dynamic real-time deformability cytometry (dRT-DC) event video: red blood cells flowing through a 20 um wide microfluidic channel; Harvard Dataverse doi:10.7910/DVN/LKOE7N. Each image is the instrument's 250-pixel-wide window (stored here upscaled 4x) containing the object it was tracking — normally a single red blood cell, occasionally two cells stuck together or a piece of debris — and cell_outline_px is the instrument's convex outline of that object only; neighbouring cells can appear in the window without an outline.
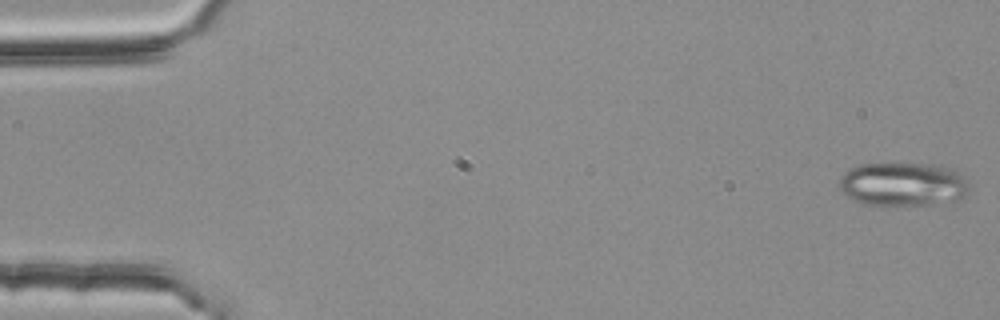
{"species": "common noctule bat (a hibernating species)", "species_latin": "Nyctalus noctula", "temperature_condition": "room temperature", "stored_images_in_passage": 55, "segment_of_instrument_passage": [1, 2], "camera_frame_rate_fps": 3000, "um_per_image_px": 0.085, "animal": {"sex": "female", "body_mass_g": 25.1}, "frame": {"image": 1, "passage_image": 1, "time_ms": 0.0, "image_size_px": [1000, 320], "cell_outline_px": [[972, 192], [964, 196], [952, 200], [928, 204], [884, 208], [864, 204], [848, 196], [840, 188], [840, 176], [844, 172], [860, 164], [932, 164], [952, 168], [960, 172], [968, 184]], "centroid_in_image_um": [76.76, 15.68], "position_along_channel_um": 8.2, "area_um2": 33.58}}
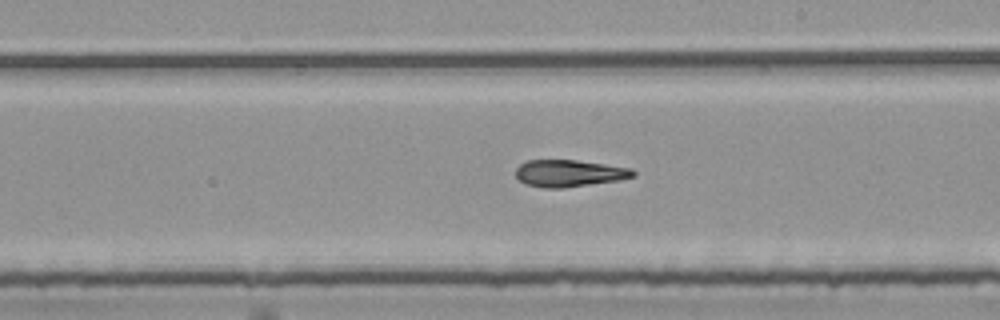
{"frame": {"image": 2, "passage_image": 31, "time_ms": 10.0, "image_size_px": [1000, 320], "cell_outline_px": [[636, 176], [620, 180], [564, 188], [544, 188], [528, 184], [520, 180], [516, 176], [516, 168], [520, 164], [528, 160], [576, 160], [632, 168], [636, 172]], "centroid_in_image_um": [48.42, 14.73], "position_along_channel_um": 240.6, "area_um2": 18.44}}
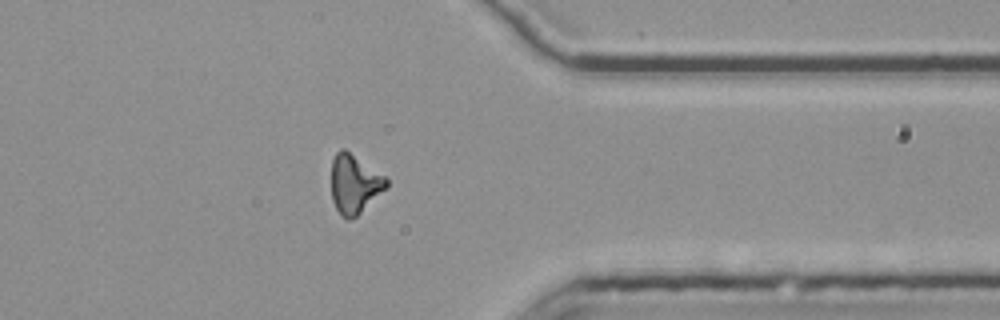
{"frame": {"image": 3, "passage_image": 43, "time_ms": 14.0, "image_size_px": [1000, 320], "cell_outline_px": [[388, 188], [352, 220], [348, 220], [340, 216], [332, 200], [332, 160], [336, 152], [340, 148], [344, 148], [384, 176], [388, 180]], "centroid_in_image_um": [30.13, 15.67], "position_along_channel_um": 381.3, "area_um2": 18.96}}